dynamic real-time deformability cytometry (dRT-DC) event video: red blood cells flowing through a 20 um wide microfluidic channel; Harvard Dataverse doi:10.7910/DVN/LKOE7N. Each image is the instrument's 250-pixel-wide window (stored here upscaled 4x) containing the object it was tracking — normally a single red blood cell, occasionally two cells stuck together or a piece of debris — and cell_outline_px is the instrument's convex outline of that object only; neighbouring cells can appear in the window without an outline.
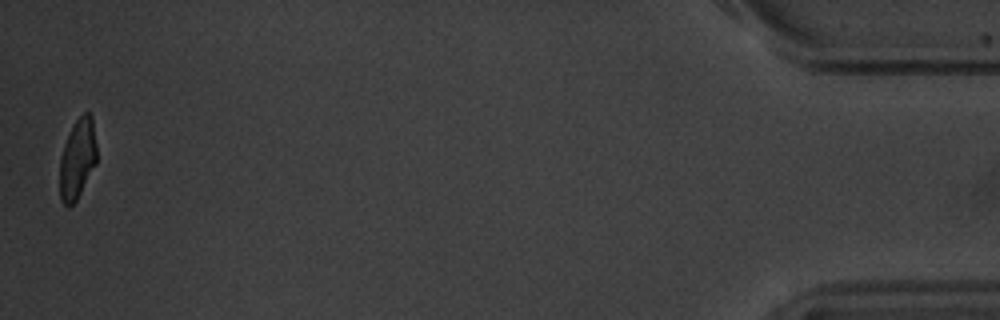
{"species": "common noctule bat (a hibernating species)", "species_latin": "Nyctalus noctula", "temperature_condition": "warm", "stored_images_in_passage": 13, "camera_frame_rate_fps": 3000, "um_per_image_px": 0.085, "animal": {"sex": "male", "body_mass_g": 20.1, "forearm_length_mm": 53.5}, "frame": {"image": 1, "passage_image": 13, "time_ms": 14.667, "image_size_px": [1000, 320], "cell_outline_px": [[96, 164], [76, 200], [68, 208], [60, 200], [60, 156], [64, 144], [72, 124], [84, 112], [88, 112], [92, 116], [96, 144]], "centroid_in_image_um": [6.57, 13.49], "position_along_channel_um": 428.6, "area_um2": 17.28}}